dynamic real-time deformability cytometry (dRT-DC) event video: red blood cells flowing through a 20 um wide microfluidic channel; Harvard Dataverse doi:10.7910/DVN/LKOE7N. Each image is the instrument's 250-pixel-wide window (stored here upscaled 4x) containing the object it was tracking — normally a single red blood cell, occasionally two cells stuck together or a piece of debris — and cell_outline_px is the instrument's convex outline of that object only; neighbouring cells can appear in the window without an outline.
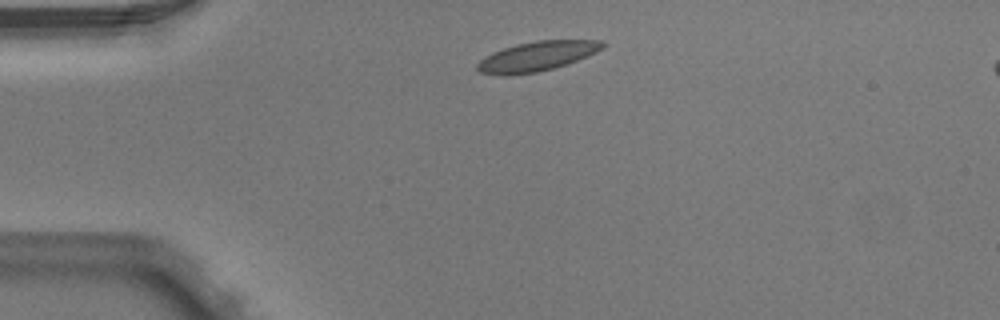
{"species": "Egyptian fruit bat (a non-hibernating species)", "species_latin": "Rousettus aegyptiacus", "temperature_condition": "warm", "stored_images_in_passage": 2, "segment_of_instrument_passage": [1, 2], "camera_frame_rate_fps": 3000, "um_per_image_px": 0.085, "animal": {"sex": "male"}, "frame": {"image": 1, "passage_image": 1, "time_ms": 0.0, "image_size_px": [1000, 320], "cell_outline_px": [[604, 44], [596, 52], [568, 64], [536, 72], [508, 76], [500, 76], [480, 72], [476, 68], [476, 64], [480, 60], [492, 52], [516, 44], [536, 40], [604, 40]], "centroid_in_image_um": [45.59, 4.79], "position_along_channel_um": 39.4, "area_um2": 21.62}}